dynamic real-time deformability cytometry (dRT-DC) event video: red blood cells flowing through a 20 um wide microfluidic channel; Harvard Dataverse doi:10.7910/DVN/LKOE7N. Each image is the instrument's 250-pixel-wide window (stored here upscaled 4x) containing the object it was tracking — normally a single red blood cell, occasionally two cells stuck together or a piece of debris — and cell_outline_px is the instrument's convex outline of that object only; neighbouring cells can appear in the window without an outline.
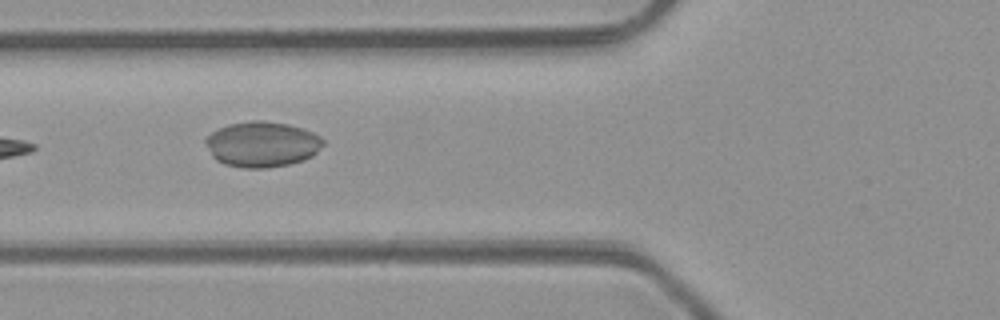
{"species": "common noctule bat (a hibernating species)", "species_latin": "Nyctalus noctula", "temperature_condition": "room temperature", "stored_images_in_passage": 3, "camera_frame_rate_fps": 3000, "um_per_image_px": 0.085, "animal": {"sex": "male", "body_mass_g": 23.1, "forearm_length_mm": 52.7}, "frame": {"image": 1, "passage_image": 3, "time_ms": 2.333, "image_size_px": [1000, 320], "cell_outline_px": [[324, 144], [312, 156], [304, 160], [288, 164], [268, 168], [244, 168], [224, 164], [216, 160], [212, 156], [204, 144], [204, 140], [212, 132], [228, 124], [252, 120], [260, 120], [288, 124], [312, 132], [320, 136], [324, 140]], "centroid_in_image_um": [22.26, 12.27], "position_along_channel_um": 103.5, "area_um2": 31.21}}